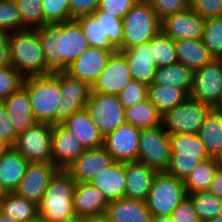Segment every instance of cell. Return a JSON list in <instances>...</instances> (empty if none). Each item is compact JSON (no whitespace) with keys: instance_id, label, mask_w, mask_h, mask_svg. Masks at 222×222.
<instances>
[{"instance_id":"1","label":"cell","mask_w":222,"mask_h":222,"mask_svg":"<svg viewBox=\"0 0 222 222\" xmlns=\"http://www.w3.org/2000/svg\"><path fill=\"white\" fill-rule=\"evenodd\" d=\"M45 65L51 72L64 71L90 45L80 24L70 20L36 28Z\"/></svg>"},{"instance_id":"2","label":"cell","mask_w":222,"mask_h":222,"mask_svg":"<svg viewBox=\"0 0 222 222\" xmlns=\"http://www.w3.org/2000/svg\"><path fill=\"white\" fill-rule=\"evenodd\" d=\"M9 54L11 66L25 78L52 73L45 65L36 29L26 28L9 33Z\"/></svg>"},{"instance_id":"3","label":"cell","mask_w":222,"mask_h":222,"mask_svg":"<svg viewBox=\"0 0 222 222\" xmlns=\"http://www.w3.org/2000/svg\"><path fill=\"white\" fill-rule=\"evenodd\" d=\"M75 180L63 169L52 177L41 202L38 204V216L45 222H64L75 216L73 191Z\"/></svg>"},{"instance_id":"4","label":"cell","mask_w":222,"mask_h":222,"mask_svg":"<svg viewBox=\"0 0 222 222\" xmlns=\"http://www.w3.org/2000/svg\"><path fill=\"white\" fill-rule=\"evenodd\" d=\"M24 86L27 88L34 121L55 125L56 106L62 102L60 71L44 76L28 77Z\"/></svg>"},{"instance_id":"5","label":"cell","mask_w":222,"mask_h":222,"mask_svg":"<svg viewBox=\"0 0 222 222\" xmlns=\"http://www.w3.org/2000/svg\"><path fill=\"white\" fill-rule=\"evenodd\" d=\"M123 39L117 51L127 50L149 42L161 31V20L157 17L150 2L137 1L124 15Z\"/></svg>"},{"instance_id":"6","label":"cell","mask_w":222,"mask_h":222,"mask_svg":"<svg viewBox=\"0 0 222 222\" xmlns=\"http://www.w3.org/2000/svg\"><path fill=\"white\" fill-rule=\"evenodd\" d=\"M171 157L167 174L185 180L202 162L212 158L198 134L169 135Z\"/></svg>"},{"instance_id":"7","label":"cell","mask_w":222,"mask_h":222,"mask_svg":"<svg viewBox=\"0 0 222 222\" xmlns=\"http://www.w3.org/2000/svg\"><path fill=\"white\" fill-rule=\"evenodd\" d=\"M187 197L184 182L166 172H158L146 199L154 216H171L173 210Z\"/></svg>"},{"instance_id":"8","label":"cell","mask_w":222,"mask_h":222,"mask_svg":"<svg viewBox=\"0 0 222 222\" xmlns=\"http://www.w3.org/2000/svg\"><path fill=\"white\" fill-rule=\"evenodd\" d=\"M212 108L188 97L162 116V127L168 135L198 134Z\"/></svg>"},{"instance_id":"9","label":"cell","mask_w":222,"mask_h":222,"mask_svg":"<svg viewBox=\"0 0 222 222\" xmlns=\"http://www.w3.org/2000/svg\"><path fill=\"white\" fill-rule=\"evenodd\" d=\"M86 109L103 137L126 123L118 95L90 93Z\"/></svg>"},{"instance_id":"10","label":"cell","mask_w":222,"mask_h":222,"mask_svg":"<svg viewBox=\"0 0 222 222\" xmlns=\"http://www.w3.org/2000/svg\"><path fill=\"white\" fill-rule=\"evenodd\" d=\"M171 157L169 135L162 126L141 129L138 159L157 172H165Z\"/></svg>"},{"instance_id":"11","label":"cell","mask_w":222,"mask_h":222,"mask_svg":"<svg viewBox=\"0 0 222 222\" xmlns=\"http://www.w3.org/2000/svg\"><path fill=\"white\" fill-rule=\"evenodd\" d=\"M52 125L35 123L17 135L13 148L29 163L51 162Z\"/></svg>"},{"instance_id":"12","label":"cell","mask_w":222,"mask_h":222,"mask_svg":"<svg viewBox=\"0 0 222 222\" xmlns=\"http://www.w3.org/2000/svg\"><path fill=\"white\" fill-rule=\"evenodd\" d=\"M194 100L216 109L222 102V59L213 60L193 73L189 94Z\"/></svg>"},{"instance_id":"13","label":"cell","mask_w":222,"mask_h":222,"mask_svg":"<svg viewBox=\"0 0 222 222\" xmlns=\"http://www.w3.org/2000/svg\"><path fill=\"white\" fill-rule=\"evenodd\" d=\"M91 87L79 79L60 71V99L62 102L56 106L55 125L61 124L75 112L86 108Z\"/></svg>"},{"instance_id":"14","label":"cell","mask_w":222,"mask_h":222,"mask_svg":"<svg viewBox=\"0 0 222 222\" xmlns=\"http://www.w3.org/2000/svg\"><path fill=\"white\" fill-rule=\"evenodd\" d=\"M141 129L125 123L104 137L103 147L115 162H133L138 159Z\"/></svg>"},{"instance_id":"15","label":"cell","mask_w":222,"mask_h":222,"mask_svg":"<svg viewBox=\"0 0 222 222\" xmlns=\"http://www.w3.org/2000/svg\"><path fill=\"white\" fill-rule=\"evenodd\" d=\"M131 80L126 59L117 51L108 59L105 69L92 84L90 93L118 95Z\"/></svg>"},{"instance_id":"16","label":"cell","mask_w":222,"mask_h":222,"mask_svg":"<svg viewBox=\"0 0 222 222\" xmlns=\"http://www.w3.org/2000/svg\"><path fill=\"white\" fill-rule=\"evenodd\" d=\"M59 169L52 163H29L15 193L27 200L41 202L52 177Z\"/></svg>"},{"instance_id":"17","label":"cell","mask_w":222,"mask_h":222,"mask_svg":"<svg viewBox=\"0 0 222 222\" xmlns=\"http://www.w3.org/2000/svg\"><path fill=\"white\" fill-rule=\"evenodd\" d=\"M115 52L117 51L89 47L64 72L91 87L105 69L108 59Z\"/></svg>"},{"instance_id":"18","label":"cell","mask_w":222,"mask_h":222,"mask_svg":"<svg viewBox=\"0 0 222 222\" xmlns=\"http://www.w3.org/2000/svg\"><path fill=\"white\" fill-rule=\"evenodd\" d=\"M205 19L190 7L161 20V31L174 41L181 39L201 40Z\"/></svg>"},{"instance_id":"19","label":"cell","mask_w":222,"mask_h":222,"mask_svg":"<svg viewBox=\"0 0 222 222\" xmlns=\"http://www.w3.org/2000/svg\"><path fill=\"white\" fill-rule=\"evenodd\" d=\"M114 162V159L104 147L87 149L65 170L76 183H89Z\"/></svg>"},{"instance_id":"20","label":"cell","mask_w":222,"mask_h":222,"mask_svg":"<svg viewBox=\"0 0 222 222\" xmlns=\"http://www.w3.org/2000/svg\"><path fill=\"white\" fill-rule=\"evenodd\" d=\"M85 151L77 137L61 124L52 125L51 162L65 170Z\"/></svg>"},{"instance_id":"21","label":"cell","mask_w":222,"mask_h":222,"mask_svg":"<svg viewBox=\"0 0 222 222\" xmlns=\"http://www.w3.org/2000/svg\"><path fill=\"white\" fill-rule=\"evenodd\" d=\"M119 52L126 59L132 80L150 86L154 81L157 67L149 42Z\"/></svg>"},{"instance_id":"22","label":"cell","mask_w":222,"mask_h":222,"mask_svg":"<svg viewBox=\"0 0 222 222\" xmlns=\"http://www.w3.org/2000/svg\"><path fill=\"white\" fill-rule=\"evenodd\" d=\"M28 165L29 162L13 147L0 153V194L15 192Z\"/></svg>"},{"instance_id":"23","label":"cell","mask_w":222,"mask_h":222,"mask_svg":"<svg viewBox=\"0 0 222 222\" xmlns=\"http://www.w3.org/2000/svg\"><path fill=\"white\" fill-rule=\"evenodd\" d=\"M61 125L77 137L85 150L100 148L104 145V137L93 123L86 108L75 112Z\"/></svg>"},{"instance_id":"24","label":"cell","mask_w":222,"mask_h":222,"mask_svg":"<svg viewBox=\"0 0 222 222\" xmlns=\"http://www.w3.org/2000/svg\"><path fill=\"white\" fill-rule=\"evenodd\" d=\"M157 173L140 161L126 162L125 197L146 201Z\"/></svg>"},{"instance_id":"25","label":"cell","mask_w":222,"mask_h":222,"mask_svg":"<svg viewBox=\"0 0 222 222\" xmlns=\"http://www.w3.org/2000/svg\"><path fill=\"white\" fill-rule=\"evenodd\" d=\"M109 202L103 193L90 183H76L73 191V208L77 216L105 214Z\"/></svg>"},{"instance_id":"26","label":"cell","mask_w":222,"mask_h":222,"mask_svg":"<svg viewBox=\"0 0 222 222\" xmlns=\"http://www.w3.org/2000/svg\"><path fill=\"white\" fill-rule=\"evenodd\" d=\"M126 163L114 162L89 183L99 189L108 202L125 197Z\"/></svg>"},{"instance_id":"27","label":"cell","mask_w":222,"mask_h":222,"mask_svg":"<svg viewBox=\"0 0 222 222\" xmlns=\"http://www.w3.org/2000/svg\"><path fill=\"white\" fill-rule=\"evenodd\" d=\"M3 103L7 109L9 120L17 135L36 123L34 121L29 95L25 86L10 94Z\"/></svg>"},{"instance_id":"28","label":"cell","mask_w":222,"mask_h":222,"mask_svg":"<svg viewBox=\"0 0 222 222\" xmlns=\"http://www.w3.org/2000/svg\"><path fill=\"white\" fill-rule=\"evenodd\" d=\"M105 215L110 222H150L151 220V213L145 201L126 197L110 201Z\"/></svg>"},{"instance_id":"29","label":"cell","mask_w":222,"mask_h":222,"mask_svg":"<svg viewBox=\"0 0 222 222\" xmlns=\"http://www.w3.org/2000/svg\"><path fill=\"white\" fill-rule=\"evenodd\" d=\"M0 214L18 222H33L38 216V205L15 192L0 194Z\"/></svg>"},{"instance_id":"30","label":"cell","mask_w":222,"mask_h":222,"mask_svg":"<svg viewBox=\"0 0 222 222\" xmlns=\"http://www.w3.org/2000/svg\"><path fill=\"white\" fill-rule=\"evenodd\" d=\"M174 44L178 62L193 72L214 60L201 40L181 39L174 41Z\"/></svg>"},{"instance_id":"31","label":"cell","mask_w":222,"mask_h":222,"mask_svg":"<svg viewBox=\"0 0 222 222\" xmlns=\"http://www.w3.org/2000/svg\"><path fill=\"white\" fill-rule=\"evenodd\" d=\"M193 71L182 63L157 67L152 84L183 89L188 95L193 85Z\"/></svg>"},{"instance_id":"32","label":"cell","mask_w":222,"mask_h":222,"mask_svg":"<svg viewBox=\"0 0 222 222\" xmlns=\"http://www.w3.org/2000/svg\"><path fill=\"white\" fill-rule=\"evenodd\" d=\"M198 136L212 158L222 156V116L217 109H212L200 127Z\"/></svg>"},{"instance_id":"33","label":"cell","mask_w":222,"mask_h":222,"mask_svg":"<svg viewBox=\"0 0 222 222\" xmlns=\"http://www.w3.org/2000/svg\"><path fill=\"white\" fill-rule=\"evenodd\" d=\"M162 114L148 99L125 108L126 123L139 129L162 126Z\"/></svg>"},{"instance_id":"34","label":"cell","mask_w":222,"mask_h":222,"mask_svg":"<svg viewBox=\"0 0 222 222\" xmlns=\"http://www.w3.org/2000/svg\"><path fill=\"white\" fill-rule=\"evenodd\" d=\"M189 95L180 88L151 84L148 86L147 99L164 115L178 104L184 102Z\"/></svg>"},{"instance_id":"35","label":"cell","mask_w":222,"mask_h":222,"mask_svg":"<svg viewBox=\"0 0 222 222\" xmlns=\"http://www.w3.org/2000/svg\"><path fill=\"white\" fill-rule=\"evenodd\" d=\"M219 166L218 158L202 161L183 181L186 193L208 191Z\"/></svg>"},{"instance_id":"36","label":"cell","mask_w":222,"mask_h":222,"mask_svg":"<svg viewBox=\"0 0 222 222\" xmlns=\"http://www.w3.org/2000/svg\"><path fill=\"white\" fill-rule=\"evenodd\" d=\"M201 222H207L222 214V200L209 191L187 194Z\"/></svg>"},{"instance_id":"37","label":"cell","mask_w":222,"mask_h":222,"mask_svg":"<svg viewBox=\"0 0 222 222\" xmlns=\"http://www.w3.org/2000/svg\"><path fill=\"white\" fill-rule=\"evenodd\" d=\"M75 20L80 24L90 47L117 51V48L109 41L107 34H104L101 22H98L92 14L78 17Z\"/></svg>"},{"instance_id":"38","label":"cell","mask_w":222,"mask_h":222,"mask_svg":"<svg viewBox=\"0 0 222 222\" xmlns=\"http://www.w3.org/2000/svg\"><path fill=\"white\" fill-rule=\"evenodd\" d=\"M156 67L170 66L178 63L174 40L160 31L150 41Z\"/></svg>"},{"instance_id":"39","label":"cell","mask_w":222,"mask_h":222,"mask_svg":"<svg viewBox=\"0 0 222 222\" xmlns=\"http://www.w3.org/2000/svg\"><path fill=\"white\" fill-rule=\"evenodd\" d=\"M215 60L222 59V18L205 19L201 39Z\"/></svg>"},{"instance_id":"40","label":"cell","mask_w":222,"mask_h":222,"mask_svg":"<svg viewBox=\"0 0 222 222\" xmlns=\"http://www.w3.org/2000/svg\"><path fill=\"white\" fill-rule=\"evenodd\" d=\"M42 0H14L21 17V30L44 26Z\"/></svg>"},{"instance_id":"41","label":"cell","mask_w":222,"mask_h":222,"mask_svg":"<svg viewBox=\"0 0 222 222\" xmlns=\"http://www.w3.org/2000/svg\"><path fill=\"white\" fill-rule=\"evenodd\" d=\"M44 25H53L71 20L69 0H42Z\"/></svg>"},{"instance_id":"42","label":"cell","mask_w":222,"mask_h":222,"mask_svg":"<svg viewBox=\"0 0 222 222\" xmlns=\"http://www.w3.org/2000/svg\"><path fill=\"white\" fill-rule=\"evenodd\" d=\"M92 15L101 22L104 34H107L109 41L118 48L122 44L123 39V22L122 19L114 17L98 8Z\"/></svg>"},{"instance_id":"43","label":"cell","mask_w":222,"mask_h":222,"mask_svg":"<svg viewBox=\"0 0 222 222\" xmlns=\"http://www.w3.org/2000/svg\"><path fill=\"white\" fill-rule=\"evenodd\" d=\"M26 78L12 66L0 67V102L24 86Z\"/></svg>"},{"instance_id":"44","label":"cell","mask_w":222,"mask_h":222,"mask_svg":"<svg viewBox=\"0 0 222 222\" xmlns=\"http://www.w3.org/2000/svg\"><path fill=\"white\" fill-rule=\"evenodd\" d=\"M21 30V17L14 0H0V31Z\"/></svg>"},{"instance_id":"45","label":"cell","mask_w":222,"mask_h":222,"mask_svg":"<svg viewBox=\"0 0 222 222\" xmlns=\"http://www.w3.org/2000/svg\"><path fill=\"white\" fill-rule=\"evenodd\" d=\"M148 86L136 80H131L118 94L120 103L124 108L143 102L147 99Z\"/></svg>"},{"instance_id":"46","label":"cell","mask_w":222,"mask_h":222,"mask_svg":"<svg viewBox=\"0 0 222 222\" xmlns=\"http://www.w3.org/2000/svg\"><path fill=\"white\" fill-rule=\"evenodd\" d=\"M149 2L160 20L189 8L186 0H150Z\"/></svg>"},{"instance_id":"47","label":"cell","mask_w":222,"mask_h":222,"mask_svg":"<svg viewBox=\"0 0 222 222\" xmlns=\"http://www.w3.org/2000/svg\"><path fill=\"white\" fill-rule=\"evenodd\" d=\"M189 7L203 19L220 17L222 0H192Z\"/></svg>"},{"instance_id":"48","label":"cell","mask_w":222,"mask_h":222,"mask_svg":"<svg viewBox=\"0 0 222 222\" xmlns=\"http://www.w3.org/2000/svg\"><path fill=\"white\" fill-rule=\"evenodd\" d=\"M137 0H99L98 9L122 19Z\"/></svg>"},{"instance_id":"49","label":"cell","mask_w":222,"mask_h":222,"mask_svg":"<svg viewBox=\"0 0 222 222\" xmlns=\"http://www.w3.org/2000/svg\"><path fill=\"white\" fill-rule=\"evenodd\" d=\"M170 217L172 222H201L188 197L173 210Z\"/></svg>"},{"instance_id":"50","label":"cell","mask_w":222,"mask_h":222,"mask_svg":"<svg viewBox=\"0 0 222 222\" xmlns=\"http://www.w3.org/2000/svg\"><path fill=\"white\" fill-rule=\"evenodd\" d=\"M0 138L10 147H13L17 140V134L9 120L7 109L3 102H0Z\"/></svg>"},{"instance_id":"51","label":"cell","mask_w":222,"mask_h":222,"mask_svg":"<svg viewBox=\"0 0 222 222\" xmlns=\"http://www.w3.org/2000/svg\"><path fill=\"white\" fill-rule=\"evenodd\" d=\"M99 6V0H69L71 20L92 14Z\"/></svg>"},{"instance_id":"52","label":"cell","mask_w":222,"mask_h":222,"mask_svg":"<svg viewBox=\"0 0 222 222\" xmlns=\"http://www.w3.org/2000/svg\"><path fill=\"white\" fill-rule=\"evenodd\" d=\"M11 66L9 54V33L0 31V67Z\"/></svg>"},{"instance_id":"53","label":"cell","mask_w":222,"mask_h":222,"mask_svg":"<svg viewBox=\"0 0 222 222\" xmlns=\"http://www.w3.org/2000/svg\"><path fill=\"white\" fill-rule=\"evenodd\" d=\"M210 193L222 200V166L220 165L214 175L210 188Z\"/></svg>"},{"instance_id":"54","label":"cell","mask_w":222,"mask_h":222,"mask_svg":"<svg viewBox=\"0 0 222 222\" xmlns=\"http://www.w3.org/2000/svg\"><path fill=\"white\" fill-rule=\"evenodd\" d=\"M85 222H110L105 214L85 217Z\"/></svg>"},{"instance_id":"55","label":"cell","mask_w":222,"mask_h":222,"mask_svg":"<svg viewBox=\"0 0 222 222\" xmlns=\"http://www.w3.org/2000/svg\"><path fill=\"white\" fill-rule=\"evenodd\" d=\"M150 222H172V219L170 216H154L151 215Z\"/></svg>"},{"instance_id":"56","label":"cell","mask_w":222,"mask_h":222,"mask_svg":"<svg viewBox=\"0 0 222 222\" xmlns=\"http://www.w3.org/2000/svg\"><path fill=\"white\" fill-rule=\"evenodd\" d=\"M64 222H85V217L75 215L74 217L67 219Z\"/></svg>"},{"instance_id":"57","label":"cell","mask_w":222,"mask_h":222,"mask_svg":"<svg viewBox=\"0 0 222 222\" xmlns=\"http://www.w3.org/2000/svg\"><path fill=\"white\" fill-rule=\"evenodd\" d=\"M10 146L0 138V153L7 150Z\"/></svg>"},{"instance_id":"58","label":"cell","mask_w":222,"mask_h":222,"mask_svg":"<svg viewBox=\"0 0 222 222\" xmlns=\"http://www.w3.org/2000/svg\"><path fill=\"white\" fill-rule=\"evenodd\" d=\"M0 222H18V221H16L15 219H13L11 217H7V216L0 214Z\"/></svg>"},{"instance_id":"59","label":"cell","mask_w":222,"mask_h":222,"mask_svg":"<svg viewBox=\"0 0 222 222\" xmlns=\"http://www.w3.org/2000/svg\"><path fill=\"white\" fill-rule=\"evenodd\" d=\"M207 222H222V214L211 220H208Z\"/></svg>"},{"instance_id":"60","label":"cell","mask_w":222,"mask_h":222,"mask_svg":"<svg viewBox=\"0 0 222 222\" xmlns=\"http://www.w3.org/2000/svg\"><path fill=\"white\" fill-rule=\"evenodd\" d=\"M217 109V111L221 114V116H222V102H221V104L216 108Z\"/></svg>"},{"instance_id":"61","label":"cell","mask_w":222,"mask_h":222,"mask_svg":"<svg viewBox=\"0 0 222 222\" xmlns=\"http://www.w3.org/2000/svg\"><path fill=\"white\" fill-rule=\"evenodd\" d=\"M33 222H45V221H42L40 218H38L36 221Z\"/></svg>"},{"instance_id":"62","label":"cell","mask_w":222,"mask_h":222,"mask_svg":"<svg viewBox=\"0 0 222 222\" xmlns=\"http://www.w3.org/2000/svg\"><path fill=\"white\" fill-rule=\"evenodd\" d=\"M137 1H144V2H149L150 0H137Z\"/></svg>"}]
</instances>
